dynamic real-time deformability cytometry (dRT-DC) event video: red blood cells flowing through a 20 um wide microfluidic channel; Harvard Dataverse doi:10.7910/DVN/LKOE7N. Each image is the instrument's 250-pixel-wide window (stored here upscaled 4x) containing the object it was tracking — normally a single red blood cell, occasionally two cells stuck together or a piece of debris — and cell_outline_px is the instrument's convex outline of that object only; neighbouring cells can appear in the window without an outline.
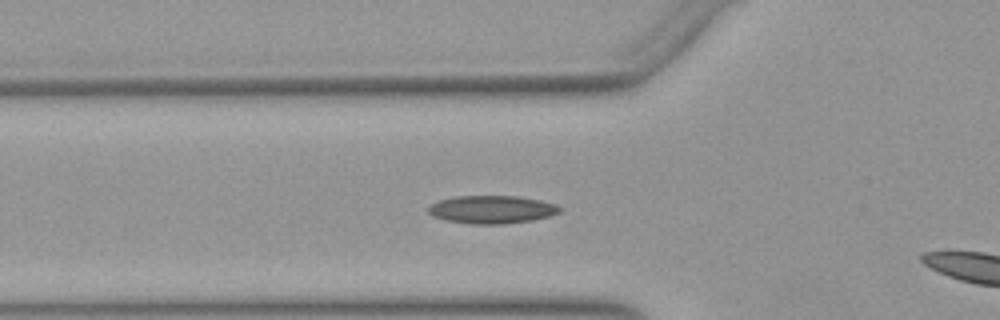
{"species": "Egyptian fruit bat (a non-hibernating species)", "species_latin": "Rousettus aegyptiacus", "temperature_condition": "warm", "stored_images_in_passage": 35, "camera_frame_rate_fps": 3000, "um_per_image_px": 0.085, "animal": {"sex": "female"}, "frame": {"image": 1, "passage_image": 10, "time_ms": 3.0, "image_size_px": [1000, 320], "cell_outline_px": [[564, 208], [560, 212], [552, 216], [532, 220], [504, 224], [472, 224], [444, 220], [432, 216], [428, 212], [428, 208], [432, 204], [440, 200], [456, 196], [516, 196], [540, 200], [556, 204]], "centroid_in_image_um": [41.84, 17.81], "position_along_channel_um": 84.0, "area_um2": 21.56}}
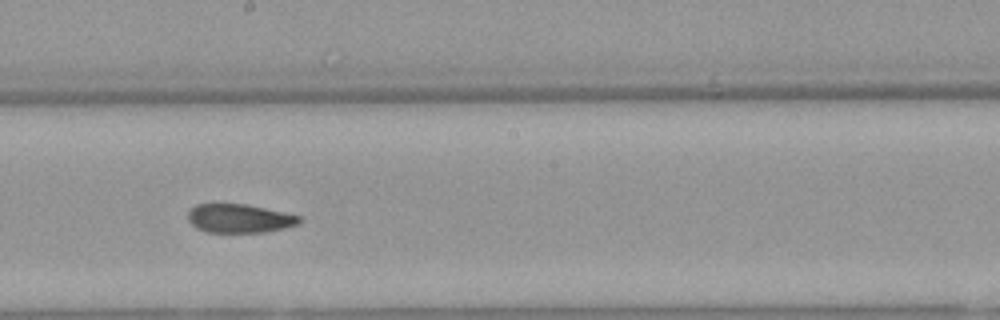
{"frame": {"image": 2, "passage_image": 21, "time_ms": 6.667, "image_size_px": [1000, 320], "cell_outline_px": [[304, 220], [300, 224], [284, 228], [264, 232], [204, 232], [196, 228], [188, 220], [188, 212], [196, 204], [244, 204], [284, 212], [300, 216]], "centroid_in_image_um": [20.37, 18.57], "position_along_channel_um": 227.8, "area_um2": 18.67}}
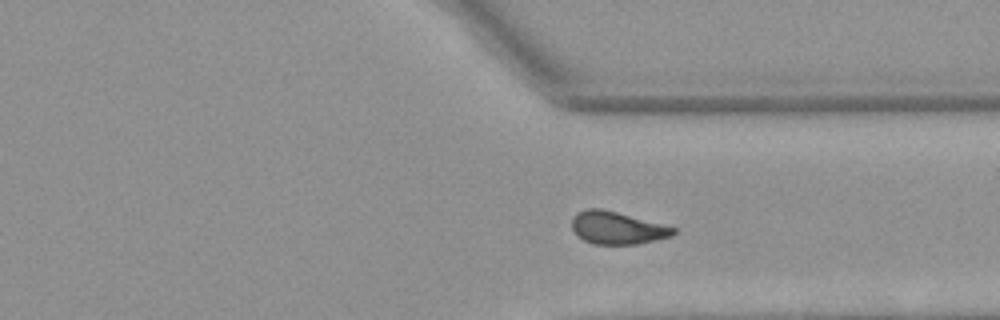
{"frame": {"image": 3, "passage_image": 31, "time_ms": 10.0, "image_size_px": [1000, 320], "cell_outline_px": [[676, 232], [672, 236], [640, 244], [592, 244], [584, 240], [572, 228], [572, 216], [576, 212], [584, 208], [600, 208], [616, 212], [676, 228]], "centroid_in_image_um": [52.44, 19.37], "position_along_channel_um": 359.0, "area_um2": 19.13}}